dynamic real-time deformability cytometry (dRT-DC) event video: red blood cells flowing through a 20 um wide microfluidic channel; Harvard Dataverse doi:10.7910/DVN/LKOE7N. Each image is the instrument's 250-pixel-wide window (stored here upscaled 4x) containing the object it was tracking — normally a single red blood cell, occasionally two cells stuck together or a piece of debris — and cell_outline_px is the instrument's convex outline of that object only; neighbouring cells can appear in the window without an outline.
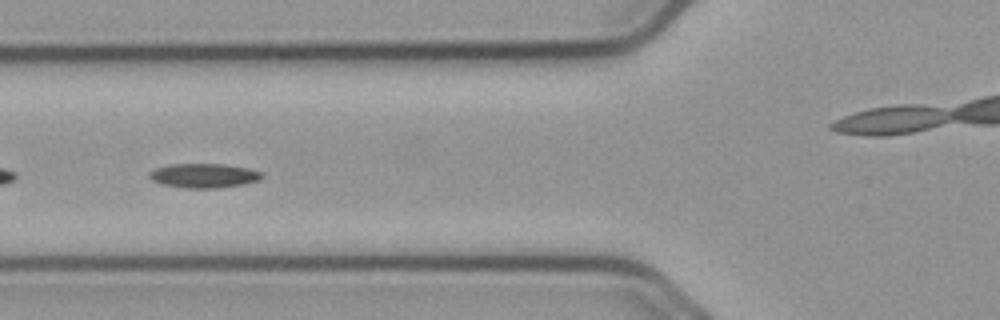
{"species": "common noctule bat (a hibernating species)", "species_latin": "Nyctalus noctula", "temperature_condition": "cold", "stored_images_in_passage": 34, "camera_frame_rate_fps": 3000, "um_per_image_px": 0.085, "animal": {"sex": "male", "body_mass_g": 23.1, "forearm_length_mm": 52.7}, "frame": {"image": 1, "passage_image": 6, "time_ms": 1.667, "image_size_px": [1000, 320], "cell_outline_px": [[264, 176], [260, 180], [244, 184], [216, 188], [184, 188], [160, 184], [152, 180], [148, 176], [148, 172], [156, 168], [172, 164], [224, 164], [248, 168], [264, 172]], "centroid_in_image_um": [17.34, 14.93], "position_along_channel_um": 108.5, "area_um2": 16.13}, "authors_computed_cell_mechanics": {"area_um2": 15.5193, "velocity_mm_per_s": 3.6943, "shape_relaxation_time_tau1_ms": 4.1927, "shape_relaxation_time_tau2_ms": null, "deformation_change_tau1": 0.1098, "deformation_change_tau2": null}}